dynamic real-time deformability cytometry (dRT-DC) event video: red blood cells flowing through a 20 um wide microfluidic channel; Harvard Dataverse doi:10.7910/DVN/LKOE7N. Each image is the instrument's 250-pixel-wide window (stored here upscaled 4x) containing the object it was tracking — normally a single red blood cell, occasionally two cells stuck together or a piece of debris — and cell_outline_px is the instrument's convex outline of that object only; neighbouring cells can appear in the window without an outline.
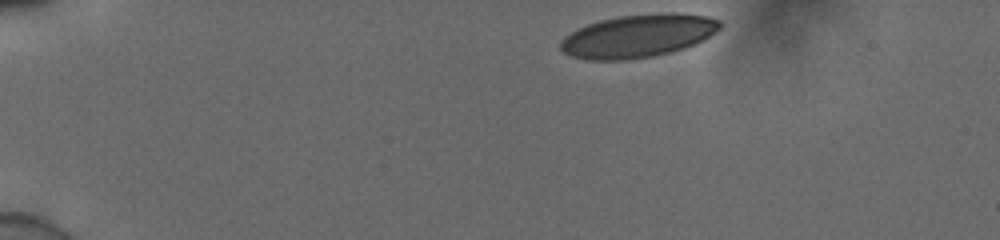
{"species": "human", "species_latin": "Homo sapiens", "temperature_condition": "cold", "stored_images_in_passage": 29, "camera_frame_rate_fps": 3000, "um_per_image_px": 0.085, "donor": {"sex": "male"}, "frame": {"image": 1, "passage_image": 1, "time_ms": 0.0, "image_size_px": [1000, 240], "cell_outline_px": [[720, 28], [716, 32], [696, 44], [684, 48], [652, 56], [624, 60], [588, 60], [572, 56], [564, 52], [560, 48], [560, 44], [564, 36], [588, 24], [600, 20], [620, 16], [668, 12], [676, 12], [708, 16], [720, 20]], "centroid_in_image_um": [54.26, 3.05], "position_along_channel_um": 30.7, "area_um2": 39.77}}
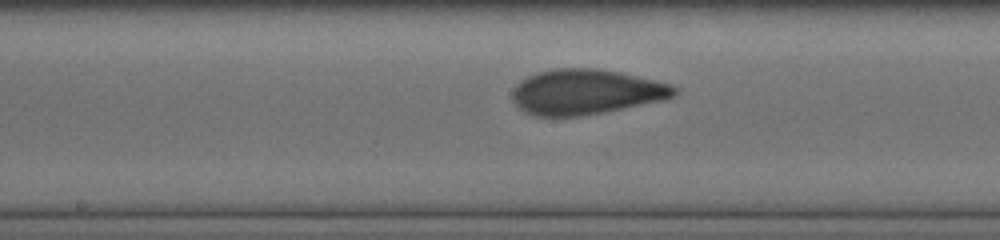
{"frame": {"image": 2, "passage_image": 17, "time_ms": 5.333, "image_size_px": [1000, 240], "cell_outline_px": [[680, 88], [672, 96], [664, 100], [584, 116], [532, 116], [524, 112], [512, 100], [512, 92], [516, 84], [528, 76], [536, 72], [556, 68], [596, 68], [620, 72], [672, 84]], "centroid_in_image_um": [49.8, 7.81], "position_along_channel_um": 198.4, "area_um2": 42.83}}
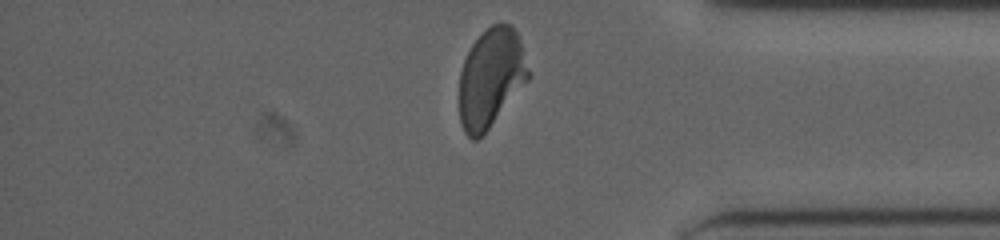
{"frame": {"image": 3, "passage_image": 29, "time_ms": 9.333, "image_size_px": [1000, 240], "cell_outline_px": [[532, 76], [488, 128], [476, 140], [472, 140], [464, 132], [460, 124], [460, 72], [464, 60], [472, 44], [492, 24], [500, 20], [512, 24], [520, 40]], "centroid_in_image_um": [41.75, 6.58], "position_along_channel_um": 393.5, "area_um2": 39.77}, "authors_computed_cell_mechanics": {"area_um2": 41.7316, "velocity_mm_per_s": 3.9777, "shape_relaxation_time_tau1_ms": 4.8371, "shape_relaxation_time_tau2_ms": null, "deformation_change_tau1": 0.1818, "deformation_change_tau2": null}}